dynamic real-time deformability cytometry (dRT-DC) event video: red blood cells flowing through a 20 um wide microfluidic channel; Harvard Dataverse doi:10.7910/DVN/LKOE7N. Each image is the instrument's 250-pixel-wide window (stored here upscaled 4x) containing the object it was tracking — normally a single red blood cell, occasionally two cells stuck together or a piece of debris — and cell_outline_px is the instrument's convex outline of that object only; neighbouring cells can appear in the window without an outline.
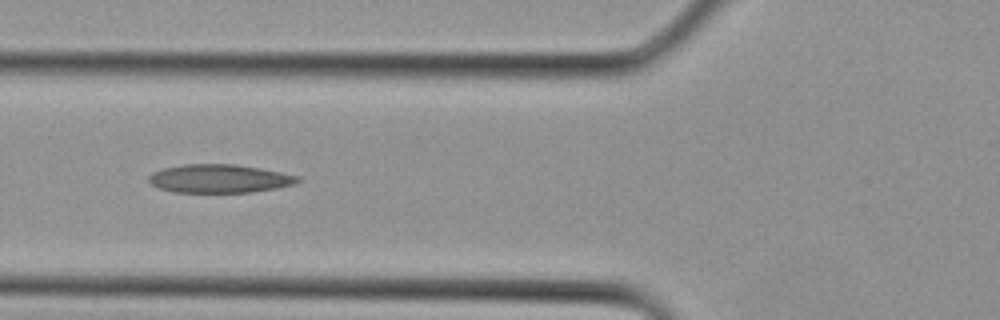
{"species": "Egyptian fruit bat (a non-hibernating species)", "species_latin": "Rousettus aegyptiacus", "temperature_condition": "cold", "stored_images_in_passage": 3, "camera_frame_rate_fps": 3000, "um_per_image_px": 0.085, "animal": {"sex": "female"}, "frame": {"image": 1, "passage_image": 3, "time_ms": 0.667, "image_size_px": [1000, 320], "cell_outline_px": [[300, 180], [296, 184], [276, 188], [252, 192], [172, 192], [160, 188], [152, 184], [148, 180], [148, 176], [152, 172], [164, 168], [184, 164], [236, 164], [260, 168], [300, 176]], "centroid_in_image_um": [18.66, 15.18], "position_along_channel_um": 107.1, "area_um2": 24.68}}